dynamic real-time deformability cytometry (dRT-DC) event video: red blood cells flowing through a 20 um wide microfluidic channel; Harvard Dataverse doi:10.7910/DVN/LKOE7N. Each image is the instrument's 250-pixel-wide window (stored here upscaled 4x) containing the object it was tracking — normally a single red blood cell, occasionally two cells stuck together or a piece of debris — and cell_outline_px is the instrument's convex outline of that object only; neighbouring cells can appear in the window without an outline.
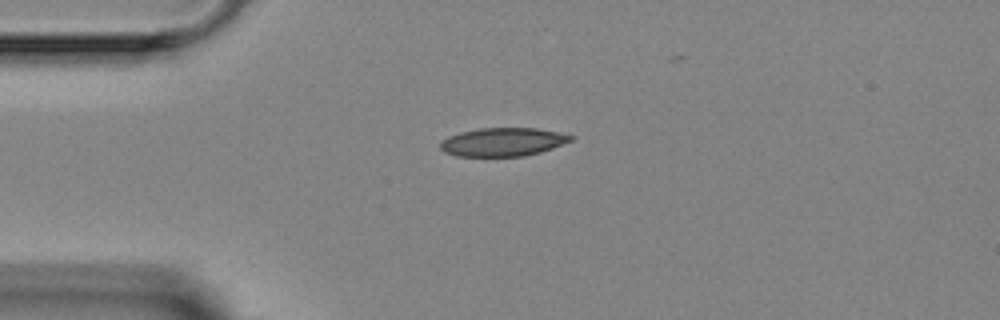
{"species": "Egyptian fruit bat (a non-hibernating species)", "species_latin": "Rousettus aegyptiacus", "temperature_condition": "room temperature", "stored_images_in_passage": 3, "camera_frame_rate_fps": 3000, "um_per_image_px": 0.085, "animal": {"sex": "female"}, "frame": {"image": 1, "passage_image": 3, "time_ms": 2.333, "image_size_px": [1000, 320], "cell_outline_px": [[572, 140], [552, 148], [540, 152], [524, 156], [456, 156], [444, 152], [440, 148], [440, 144], [448, 136], [460, 132], [480, 128], [536, 128], [556, 132], [572, 136]], "centroid_in_image_um": [42.7, 12.07], "position_along_channel_um": 42.3, "area_um2": 21.39}}